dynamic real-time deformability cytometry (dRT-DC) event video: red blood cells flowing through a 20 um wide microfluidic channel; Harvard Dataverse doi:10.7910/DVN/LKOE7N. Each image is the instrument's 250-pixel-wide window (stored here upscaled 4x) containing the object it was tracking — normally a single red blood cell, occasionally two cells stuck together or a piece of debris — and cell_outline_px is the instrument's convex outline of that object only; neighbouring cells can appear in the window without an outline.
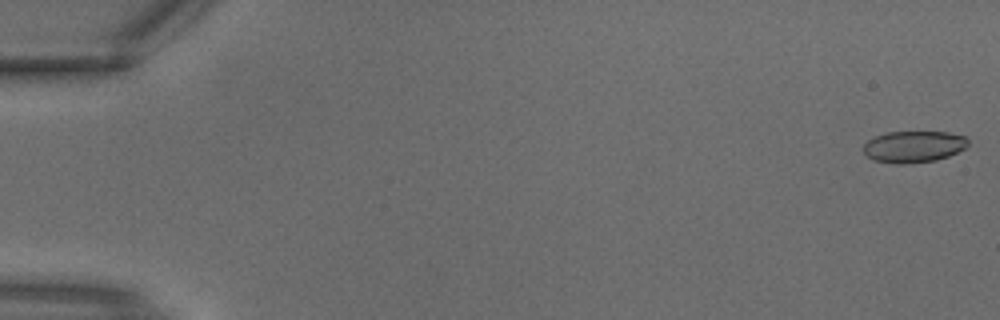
{"species": "common noctule bat (a hibernating species)", "species_latin": "Nyctalus noctula", "temperature_condition": "warm", "stored_images_in_passage": 3, "camera_frame_rate_fps": 3000, "um_per_image_px": 0.085, "animal": {"sex": "male", "body_mass_g": 18.8}, "frame": {"image": 1, "passage_image": 1, "time_ms": 0.0, "image_size_px": [1000, 320], "cell_outline_px": [[968, 144], [964, 148], [948, 156], [936, 160], [908, 164], [896, 164], [872, 160], [864, 152], [864, 144], [872, 136], [888, 132], [948, 132], [964, 136], [968, 140]], "centroid_in_image_um": [77.63, 12.47], "position_along_channel_um": 7.4, "area_um2": 19.31}}
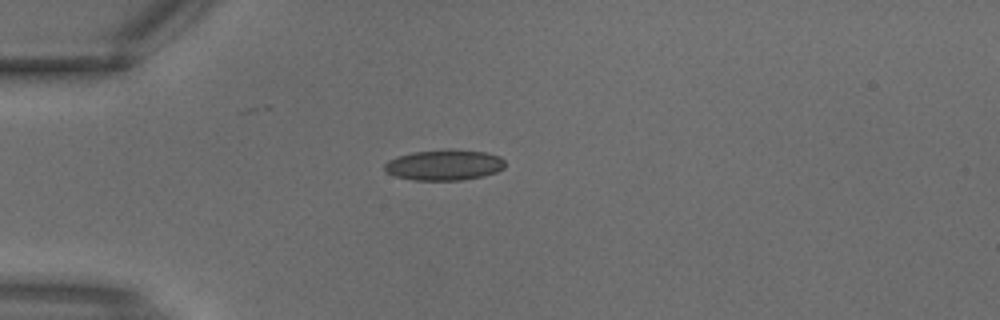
{"frame": {"image": 2, "passage_image": 3, "time_ms": 0.667, "image_size_px": [1000, 320], "cell_outline_px": [[504, 168], [496, 172], [484, 176], [460, 180], [412, 180], [396, 176], [384, 172], [384, 164], [388, 160], [396, 156], [412, 152], [448, 148], [452, 148], [484, 152], [500, 156], [504, 160]], "centroid_in_image_um": [37.73, 14.01], "position_along_channel_um": 47.3, "area_um2": 21.91}}